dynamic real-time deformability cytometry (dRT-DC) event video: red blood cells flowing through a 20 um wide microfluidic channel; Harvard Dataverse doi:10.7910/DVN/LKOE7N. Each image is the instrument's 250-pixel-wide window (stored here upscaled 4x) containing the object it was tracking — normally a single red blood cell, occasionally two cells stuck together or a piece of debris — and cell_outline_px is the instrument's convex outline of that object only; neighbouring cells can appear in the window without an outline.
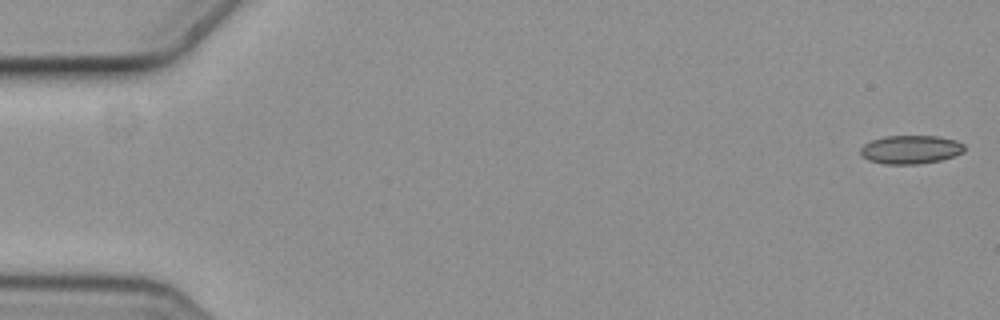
{"species": "common noctule bat (a hibernating species)", "species_latin": "Nyctalus noctula", "temperature_condition": "cold", "stored_images_in_passage": 5, "camera_frame_rate_fps": 3000, "um_per_image_px": 0.085, "animal": {"sex": "female", "body_mass_g": 19.3, "forearm_length_mm": 54.1}, "frame": {"image": 1, "passage_image": 1, "time_ms": 0.0, "image_size_px": [1000, 320], "cell_outline_px": [[964, 152], [940, 160], [916, 164], [884, 164], [868, 160], [860, 156], [860, 148], [864, 144], [872, 140], [884, 136], [940, 136], [956, 140], [964, 144]], "centroid_in_image_um": [77.38, 12.7], "position_along_channel_um": 7.6, "area_um2": 17.34}}